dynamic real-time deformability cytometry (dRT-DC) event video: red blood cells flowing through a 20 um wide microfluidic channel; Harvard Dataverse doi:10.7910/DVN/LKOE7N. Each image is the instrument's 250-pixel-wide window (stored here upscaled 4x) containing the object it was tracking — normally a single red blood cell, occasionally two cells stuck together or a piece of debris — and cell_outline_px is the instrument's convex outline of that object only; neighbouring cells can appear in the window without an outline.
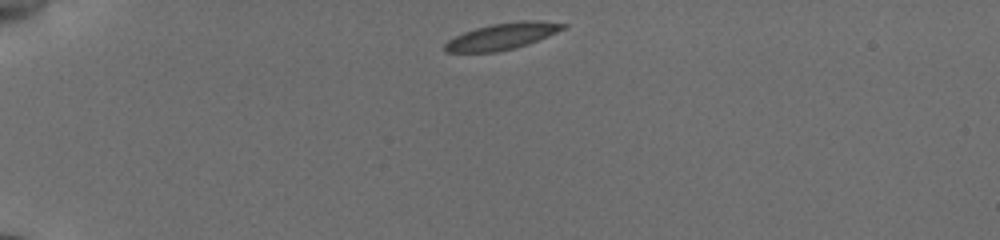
{"species": "common noctule bat (a hibernating species)", "species_latin": "Nyctalus noctula", "temperature_condition": "cold", "stored_images_in_passage": 42, "camera_frame_rate_fps": 3000, "um_per_image_px": 0.085, "animal": {"sex": "female", "body_mass_g": 19.5, "forearm_length_mm": 54.1}, "frame": {"image": 1, "passage_image": 1, "time_ms": 0.0, "image_size_px": [1000, 240], "cell_outline_px": [[568, 24], [564, 28], [556, 32], [528, 44], [496, 52], [444, 52], [444, 44], [448, 40], [464, 32], [476, 28], [492, 24], [520, 20], [540, 20]], "centroid_in_image_um": [42.67, 3.07], "position_along_channel_um": 42.3, "area_um2": 18.03}}
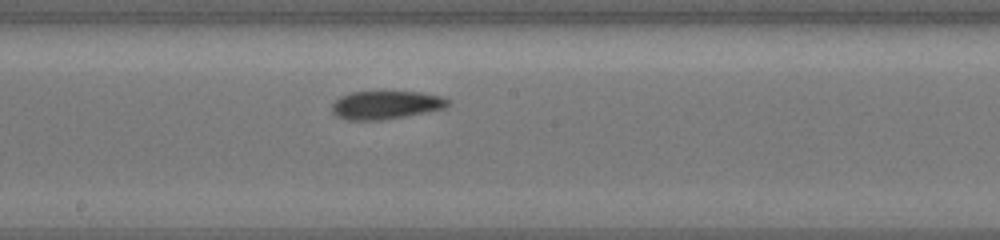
{"frame": {"image": 2, "passage_image": 19, "time_ms": 6.0, "image_size_px": [1000, 240], "cell_outline_px": [[452, 100], [444, 108], [404, 116], [380, 120], [348, 120], [336, 116], [332, 112], [332, 104], [340, 96], [348, 92], [420, 92], [440, 96]], "centroid_in_image_um": [32.76, 8.92], "position_along_channel_um": 215.4, "area_um2": 18.96}}
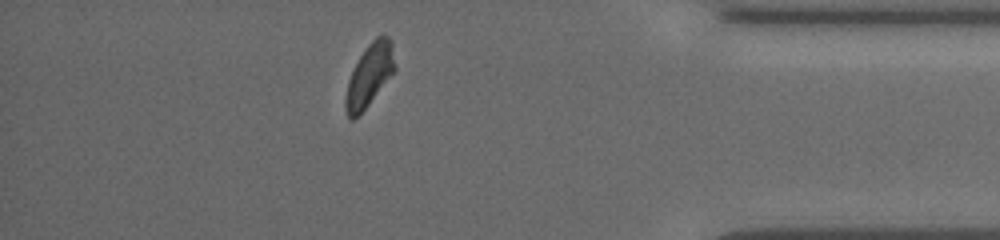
{"frame": {"image": 3, "passage_image": 36, "time_ms": 11.667, "image_size_px": [1000, 240], "cell_outline_px": [[396, 68], [368, 104], [352, 120], [348, 120], [344, 104], [344, 100], [348, 80], [360, 56], [368, 44], [376, 36], [388, 36], [392, 40]], "centroid_in_image_um": [31.39, 6.36], "position_along_channel_um": 403.8, "area_um2": 17.57}, "authors_computed_cell_mechanics": {"area_um2": 18.496, "velocity_mm_per_s": 3.7781, "shape_relaxation_time_tau1_ms": 3.5334, "shape_relaxation_time_tau2_ms": 1.3916, "deformation_change_tau1": 0.0972, "deformation_change_tau2": 0.0658}}